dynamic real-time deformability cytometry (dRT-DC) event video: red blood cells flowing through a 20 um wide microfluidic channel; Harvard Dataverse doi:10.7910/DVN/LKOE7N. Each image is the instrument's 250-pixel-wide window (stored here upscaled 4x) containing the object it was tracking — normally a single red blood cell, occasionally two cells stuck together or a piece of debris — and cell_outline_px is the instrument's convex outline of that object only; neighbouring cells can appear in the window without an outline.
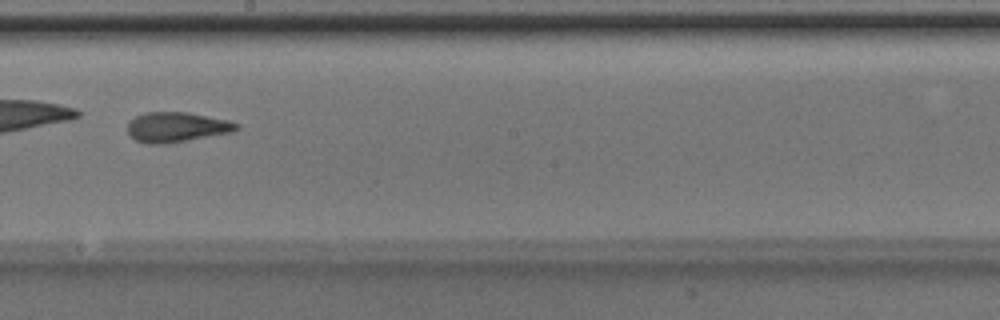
{"species": "Egyptian fruit bat (a non-hibernating species)", "species_latin": "Rousettus aegyptiacus", "temperature_condition": "room temperature", "stored_images_in_passage": 48, "camera_frame_rate_fps": 3000, "um_per_image_px": 0.085, "animal": {"sex": "male"}, "frame": {"image": 1, "passage_image": 28, "time_ms": 9.0, "image_size_px": [1000, 320], "cell_outline_px": [[240, 128], [232, 132], [164, 144], [148, 144], [136, 140], [128, 132], [128, 124], [136, 116], [144, 112], [188, 112], [228, 120], [240, 124]], "centroid_in_image_um": [15.04, 10.8], "position_along_channel_um": 233.2, "area_um2": 18.9}, "authors_computed_cell_mechanics": {"area_um2": 18.9295, "velocity_mm_per_s": 4.1695, "shape_relaxation_time_tau1_ms": 4.3254, "shape_relaxation_time_tau2_ms": 1.7925, "deformation_change_tau1": 0.1638, "deformation_change_tau2": 0.0997}}